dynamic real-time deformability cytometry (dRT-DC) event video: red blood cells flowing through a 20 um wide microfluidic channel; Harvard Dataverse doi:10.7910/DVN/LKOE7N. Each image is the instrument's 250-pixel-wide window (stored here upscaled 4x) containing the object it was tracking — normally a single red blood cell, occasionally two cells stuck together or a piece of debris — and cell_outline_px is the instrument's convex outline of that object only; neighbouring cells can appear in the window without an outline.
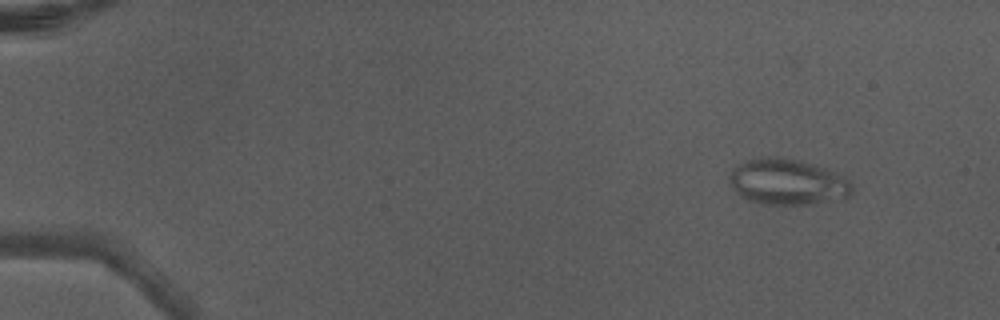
{"species": "Egyptian fruit bat (a non-hibernating species)", "species_latin": "Rousettus aegyptiacus", "temperature_condition": "warm", "stored_images_in_passage": 6, "camera_frame_rate_fps": 3000, "um_per_image_px": 0.085, "animal": {"sex": "male"}, "frame": {"image": 1, "passage_image": 2, "time_ms": 0.333, "image_size_px": [1000, 320], "cell_outline_px": [[852, 192], [848, 196], [808, 204], [760, 204], [748, 200], [740, 196], [732, 188], [728, 180], [728, 176], [744, 160], [764, 156], [776, 156], [800, 160], [824, 168], [844, 176], [852, 184]], "centroid_in_image_um": [66.88, 15.45], "position_along_channel_um": 18.1, "area_um2": 32.66}}